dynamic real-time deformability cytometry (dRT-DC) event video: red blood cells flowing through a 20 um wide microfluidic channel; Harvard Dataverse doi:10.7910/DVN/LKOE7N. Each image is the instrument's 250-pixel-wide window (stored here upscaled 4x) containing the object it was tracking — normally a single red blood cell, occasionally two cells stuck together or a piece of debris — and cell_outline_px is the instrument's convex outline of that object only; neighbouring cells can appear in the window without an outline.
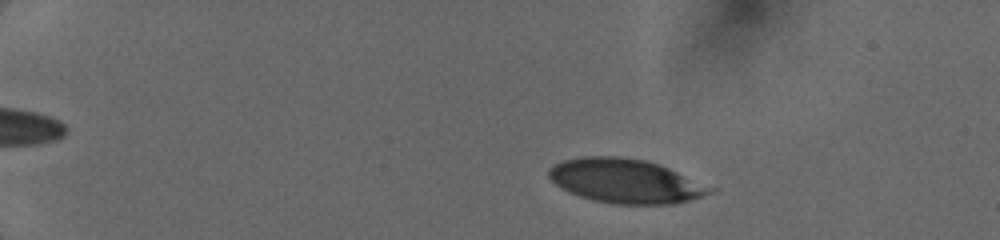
{"species": "human", "species_latin": "Homo sapiens", "temperature_condition": "cold", "stored_images_in_passage": 31, "camera_frame_rate_fps": 3000, "um_per_image_px": 0.085, "donor": {"sex": "female"}, "frame": {"image": 1, "passage_image": 17, "time_ms": 2.667, "image_size_px": [1000, 240], "cell_outline_px": [[716, 188], [712, 192], [688, 200], [672, 204], [616, 204], [592, 200], [568, 192], [556, 184], [548, 176], [548, 168], [564, 160], [584, 156], [620, 156], [644, 160], [660, 164]], "centroid_in_image_um": [53.16, 15.38], "position_along_channel_um": 31.8, "area_um2": 41.38}}